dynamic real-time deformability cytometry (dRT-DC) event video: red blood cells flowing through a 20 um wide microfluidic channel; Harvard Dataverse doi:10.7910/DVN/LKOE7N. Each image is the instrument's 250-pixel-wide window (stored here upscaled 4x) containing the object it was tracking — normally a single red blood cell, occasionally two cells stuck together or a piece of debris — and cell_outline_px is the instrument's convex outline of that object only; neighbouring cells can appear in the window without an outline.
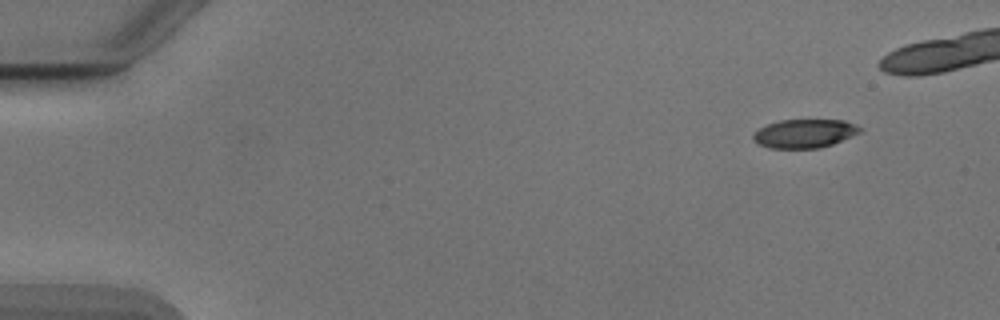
{"species": "Egyptian fruit bat (a non-hibernating species)", "species_latin": "Rousettus aegyptiacus", "temperature_condition": "cold", "stored_images_in_passage": 42, "camera_frame_rate_fps": 3000, "um_per_image_px": 0.085, "animal": {"sex": "male"}, "frame": {"image": 1, "passage_image": 1, "time_ms": 0.0, "image_size_px": [1000, 320], "cell_outline_px": [[860, 132], [832, 144], [820, 148], [768, 148], [756, 144], [752, 140], [752, 132], [768, 124], [780, 120], [844, 120], [856, 124], [860, 128]], "centroid_in_image_um": [68.32, 11.35], "position_along_channel_um": 16.7, "area_um2": 17.86}}
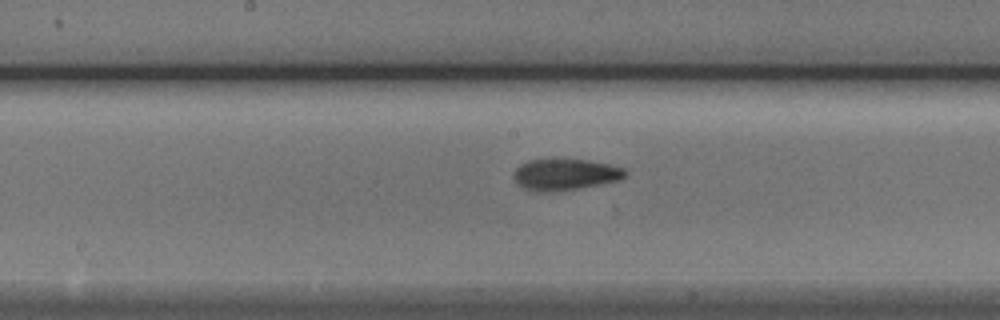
{"frame": {"image": 2, "passage_image": 24, "time_ms": 7.667, "image_size_px": [1000, 320], "cell_outline_px": [[628, 172], [620, 180], [580, 188], [556, 192], [532, 192], [524, 188], [512, 176], [516, 168], [520, 164], [528, 160], [588, 160], [608, 164], [624, 168]], "centroid_in_image_um": [48.03, 14.85], "position_along_channel_um": 200.2, "area_um2": 20.35}}
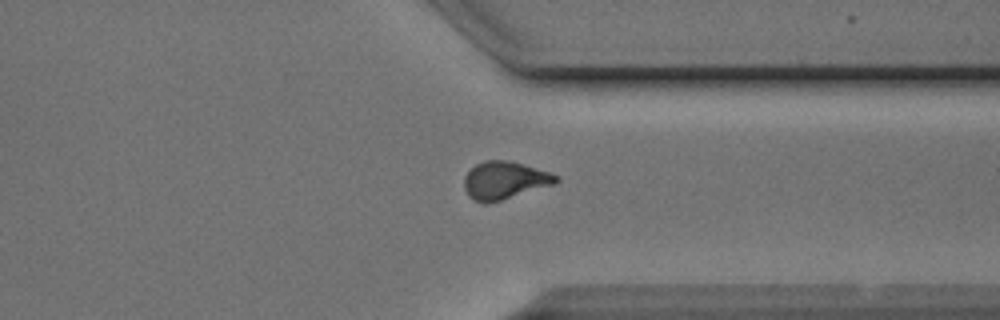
{"frame": {"image": 3, "passage_image": 37, "time_ms": 12.0, "image_size_px": [1000, 320], "cell_outline_px": [[560, 180], [556, 184], [500, 200], [484, 204], [472, 200], [468, 196], [464, 188], [464, 176], [476, 164], [484, 160], [508, 160], [552, 172], [560, 176]], "centroid_in_image_um": [42.91, 15.33], "position_along_channel_um": 368.5, "area_um2": 20.4}}